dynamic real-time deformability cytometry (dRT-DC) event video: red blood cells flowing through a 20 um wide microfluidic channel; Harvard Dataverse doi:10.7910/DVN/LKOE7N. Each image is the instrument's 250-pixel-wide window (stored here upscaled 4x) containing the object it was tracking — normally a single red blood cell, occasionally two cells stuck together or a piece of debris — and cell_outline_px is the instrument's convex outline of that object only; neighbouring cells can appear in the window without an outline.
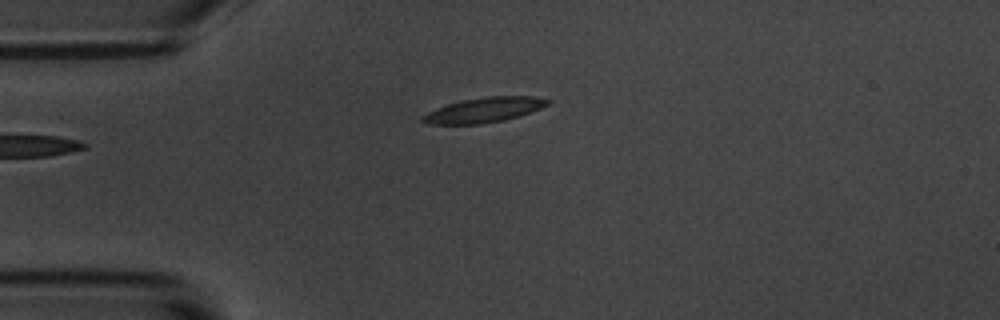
{"species": "common noctule bat (a hibernating species)", "species_latin": "Nyctalus noctula", "temperature_condition": "room temperature", "stored_images_in_passage": 4, "camera_frame_rate_fps": 3000, "um_per_image_px": 0.085, "animal": {"sex": "male", "body_mass_g": 20.1, "forearm_length_mm": 53.5}, "frame": {"image": 1, "passage_image": 4, "time_ms": 3.667, "image_size_px": [1000, 320], "cell_outline_px": [[552, 100], [548, 104], [532, 112], [504, 120], [480, 124], [428, 124], [420, 120], [420, 116], [436, 108], [448, 104], [464, 100], [488, 96], [532, 96]], "centroid_in_image_um": [41.13, 9.35], "position_along_channel_um": 43.9, "area_um2": 18.09}}